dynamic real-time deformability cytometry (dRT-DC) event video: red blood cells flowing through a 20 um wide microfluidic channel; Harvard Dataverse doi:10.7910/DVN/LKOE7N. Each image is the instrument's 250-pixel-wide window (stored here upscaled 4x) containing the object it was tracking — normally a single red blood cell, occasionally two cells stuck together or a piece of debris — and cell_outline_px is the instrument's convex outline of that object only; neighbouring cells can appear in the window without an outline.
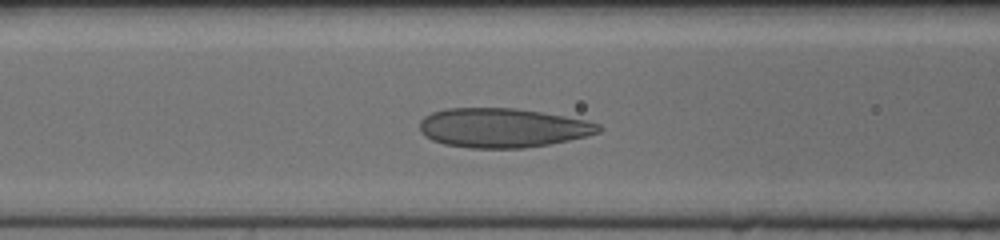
{"species": "human", "species_latin": "Homo sapiens", "temperature_condition": "cold", "stored_images_in_passage": 45, "camera_frame_rate_fps": 3000, "um_per_image_px": 0.085, "donor": {"sex": "female"}, "frame": {"image": 1, "passage_image": 14, "time_ms": 4.333, "image_size_px": [1000, 240], "cell_outline_px": [[604, 128], [600, 132], [568, 140], [548, 144], [524, 148], [468, 148], [444, 144], [432, 140], [424, 136], [420, 132], [420, 120], [424, 116], [432, 112], [448, 108], [512, 108], [540, 112], [584, 120], [600, 124]], "centroid_in_image_um": [42.68, 10.87], "position_along_channel_um": 123.9, "area_um2": 40.86}}
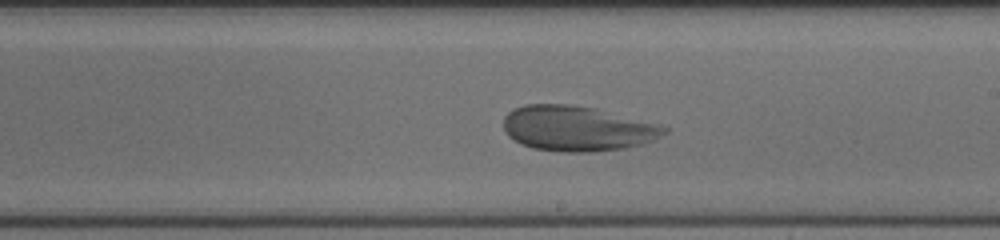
{"frame": {"image": 2, "passage_image": 23, "time_ms": 7.333, "image_size_px": [1000, 240], "cell_outline_px": [[668, 132], [656, 140], [624, 148], [592, 152], [560, 152], [532, 148], [520, 144], [512, 140], [508, 136], [504, 128], [504, 116], [508, 112], [516, 108], [528, 104], [568, 104], [596, 108], [660, 124], [668, 128]], "centroid_in_image_um": [49.08, 10.92], "position_along_channel_um": 239.9, "area_um2": 42.66}}
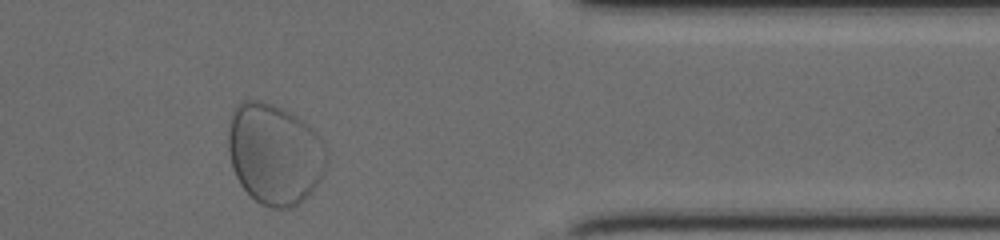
{"frame": {"image": 3, "passage_image": 36, "time_ms": 11.667, "image_size_px": [1000, 240], "cell_outline_px": [[328, 156], [324, 172], [320, 180], [312, 192], [308, 196], [296, 204], [288, 208], [272, 208], [260, 204], [240, 184], [232, 168], [228, 152], [228, 132], [232, 112], [244, 100], [260, 100], [272, 104], [296, 116], [308, 124], [316, 132], [324, 144]], "centroid_in_image_um": [23.34, 13.09], "position_along_channel_um": 388.1, "area_um2": 57.86}}